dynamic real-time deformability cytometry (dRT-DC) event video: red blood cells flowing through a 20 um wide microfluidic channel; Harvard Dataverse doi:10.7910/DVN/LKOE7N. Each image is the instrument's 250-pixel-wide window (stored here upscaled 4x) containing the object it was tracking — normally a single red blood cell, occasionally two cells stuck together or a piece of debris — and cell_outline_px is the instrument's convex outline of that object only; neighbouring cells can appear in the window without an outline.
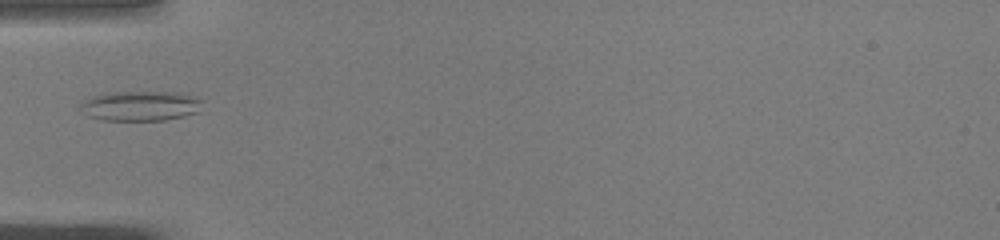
{"species": "common noctule bat (a hibernating species)", "species_latin": "Nyctalus noctula", "temperature_condition": "warm", "stored_images_in_passage": 34, "camera_frame_rate_fps": 3000, "um_per_image_px": 0.085, "animal": {"sex": "male", "body_mass_g": 19.0, "forearm_length_mm": 50.8}, "frame": {"image": 1, "passage_image": 1, "time_ms": 0.0, "image_size_px": [1000, 240], "cell_outline_px": [[204, 100], [200, 112], [184, 116], [164, 120], [100, 120], [88, 116], [80, 112], [80, 104], [84, 100], [92, 96], [104, 92], [180, 92]], "centroid_in_image_um": [11.94, 9.0], "position_along_channel_um": 73.1, "area_um2": 21.68}}
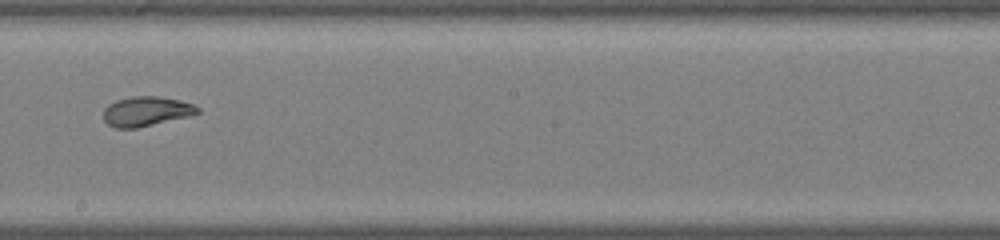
{"frame": {"image": 2, "passage_image": 13, "time_ms": 4.0, "image_size_px": [1000, 240], "cell_outline_px": [[200, 112], [192, 116], [136, 128], [116, 128], [108, 124], [104, 120], [104, 108], [108, 104], [116, 100], [132, 96], [160, 96], [180, 100], [192, 104], [200, 108]], "centroid_in_image_um": [12.45, 9.46], "position_along_channel_um": 235.7, "area_um2": 16.42}}
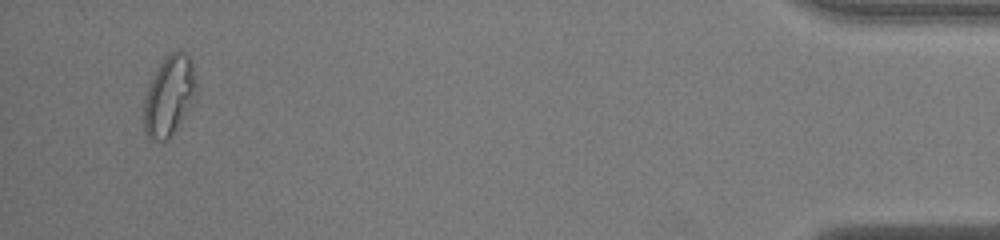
{"frame": {"image": 3, "passage_image": 32, "time_ms": 10.333, "image_size_px": [1000, 240], "cell_outline_px": [[200, 84], [180, 120], [168, 140], [152, 140], [144, 132], [144, 96], [152, 76], [164, 56], [168, 52], [184, 52], [192, 60]], "centroid_in_image_um": [14.37, 8.07], "position_along_channel_um": 420.8, "area_um2": 24.39}, "authors_computed_cell_mechanics": {"area_um2": 17.051, "velocity_mm_per_s": 4.0684, "shape_relaxation_time_tau1_ms": 6.3255, "shape_relaxation_time_tau2_ms": 0.7195, "deformation_change_tau1": 0.2048, "deformation_change_tau2": 0.0638}}